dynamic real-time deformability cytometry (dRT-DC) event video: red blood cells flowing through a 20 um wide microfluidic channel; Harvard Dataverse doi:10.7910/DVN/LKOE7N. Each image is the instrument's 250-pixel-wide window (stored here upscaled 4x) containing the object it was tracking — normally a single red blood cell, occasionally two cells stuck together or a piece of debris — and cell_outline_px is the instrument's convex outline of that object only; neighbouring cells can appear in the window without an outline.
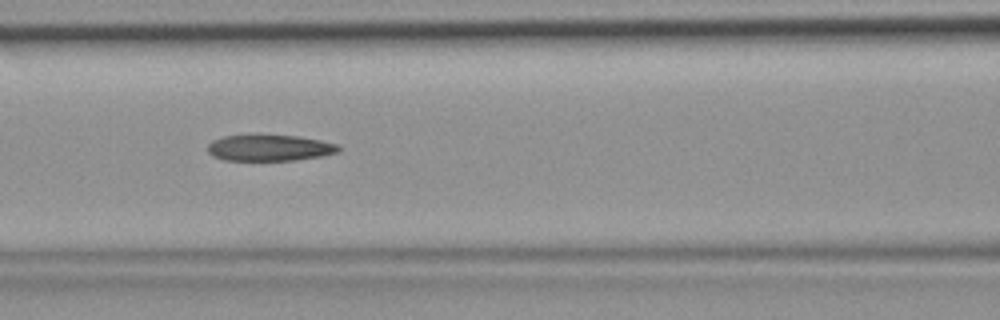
{"species": "common noctule bat (a hibernating species)", "species_latin": "Nyctalus noctula", "temperature_condition": "room temperature", "stored_images_in_passage": 46, "camera_frame_rate_fps": 3000, "um_per_image_px": 0.085, "animal": {"sex": "female", "body_mass_g": 19.9}, "frame": {"image": 1, "passage_image": 20, "time_ms": 6.333, "image_size_px": [1000, 320], "cell_outline_px": [[340, 152], [320, 156], [296, 160], [224, 160], [212, 156], [208, 152], [208, 144], [212, 140], [224, 136], [296, 136], [320, 140], [340, 144]], "centroid_in_image_um": [22.93, 12.58], "position_along_channel_um": 143.7, "area_um2": 19.77}}
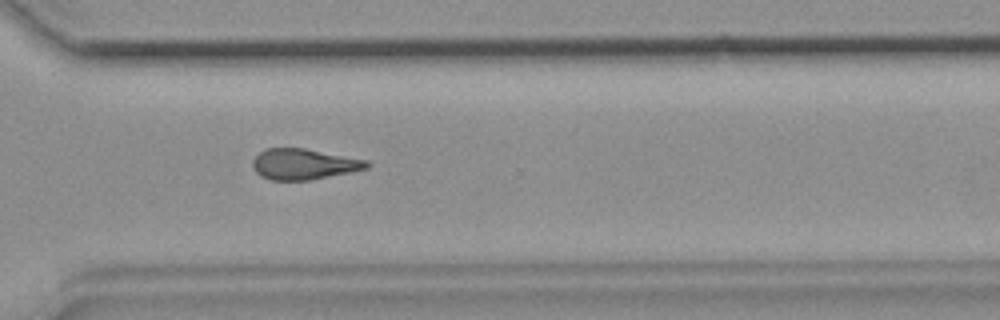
{"frame": {"image": 2, "passage_image": 34, "time_ms": 11.0, "image_size_px": [1000, 320], "cell_outline_px": [[372, 164], [368, 168], [308, 180], [272, 180], [260, 176], [256, 172], [252, 164], [252, 160], [264, 148], [304, 148], [368, 160]], "centroid_in_image_um": [25.81, 13.94], "position_along_channel_um": 344.8, "area_um2": 20.35}}
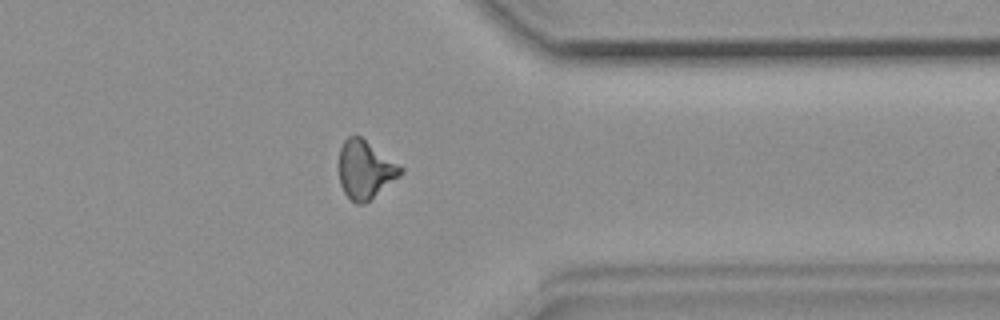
{"frame": {"image": 3, "passage_image": 37, "time_ms": 12.0, "image_size_px": [1000, 320], "cell_outline_px": [[404, 172], [400, 176], [364, 204], [356, 204], [344, 192], [340, 184], [340, 148], [344, 140], [348, 136], [360, 136], [404, 168]], "centroid_in_image_um": [31.05, 14.42], "position_along_channel_um": 380.3, "area_um2": 20.58}}